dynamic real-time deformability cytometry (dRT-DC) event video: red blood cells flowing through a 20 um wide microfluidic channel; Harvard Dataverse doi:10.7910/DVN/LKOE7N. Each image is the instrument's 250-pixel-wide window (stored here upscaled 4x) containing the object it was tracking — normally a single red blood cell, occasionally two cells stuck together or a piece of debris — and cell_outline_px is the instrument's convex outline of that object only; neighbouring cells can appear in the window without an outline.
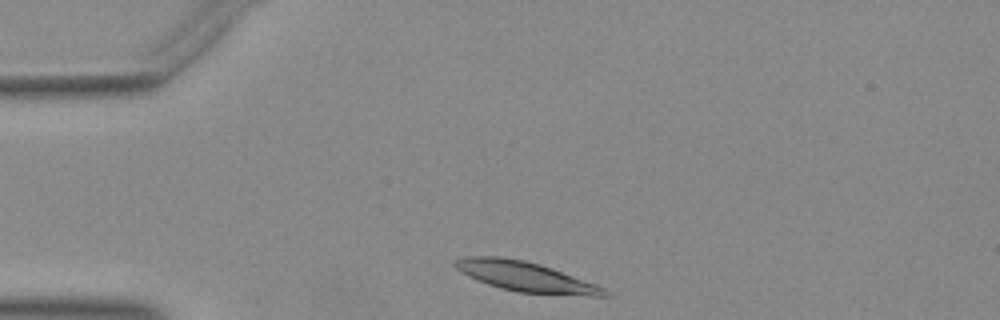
{"species": "Egyptian fruit bat (a non-hibernating species)", "species_latin": "Rousettus aegyptiacus", "temperature_condition": "warm", "stored_images_in_passage": 33, "camera_frame_rate_fps": 3000, "um_per_image_px": 0.085, "animal": {"sex": "female"}, "frame": {"image": 1, "passage_image": 2, "time_ms": 0.333, "image_size_px": [1000, 320], "cell_outline_px": [[612, 296], [592, 296], [516, 292], [500, 288], [488, 284], [468, 276], [456, 268], [452, 264], [456, 260], [468, 256], [496, 256], [524, 260], [540, 264], [596, 284], [604, 288]], "centroid_in_image_um": [44.68, 23.52], "position_along_channel_um": 40.3, "area_um2": 25.78}}
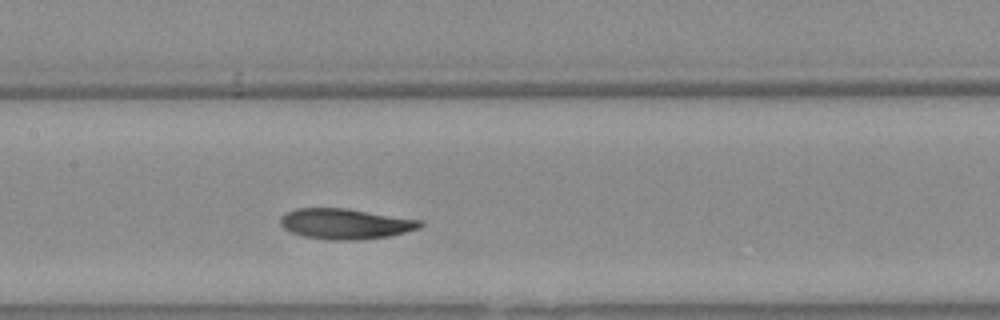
{"frame": {"image": 2, "passage_image": 15, "time_ms": 4.667, "image_size_px": [1000, 320], "cell_outline_px": [[424, 224], [420, 228], [388, 236], [356, 240], [328, 240], [304, 236], [292, 232], [284, 228], [280, 224], [280, 216], [284, 212], [296, 208], [344, 208], [424, 220]], "centroid_in_image_um": [29.35, 19.02], "position_along_channel_um": 178.1, "area_um2": 24.91}}
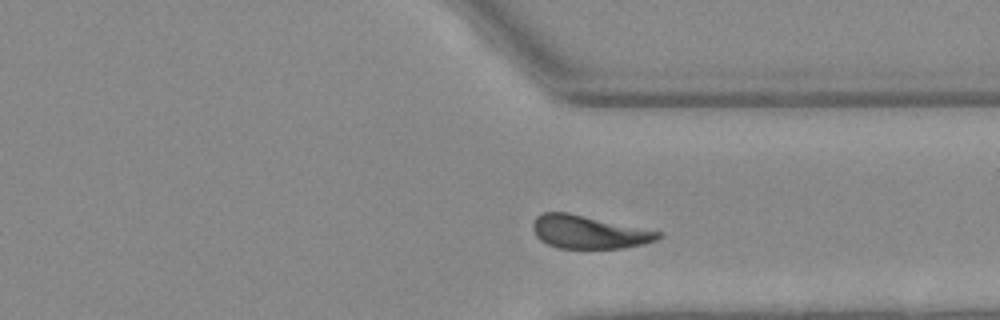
{"frame": {"image": 3, "passage_image": 29, "time_ms": 9.333, "image_size_px": [1000, 320], "cell_outline_px": [[660, 236], [656, 240], [644, 244], [624, 248], [560, 248], [548, 244], [540, 240], [536, 236], [532, 228], [532, 224], [536, 216], [544, 212], [568, 212], [660, 232]], "centroid_in_image_um": [49.99, 19.72], "position_along_channel_um": 361.4, "area_um2": 23.93}}